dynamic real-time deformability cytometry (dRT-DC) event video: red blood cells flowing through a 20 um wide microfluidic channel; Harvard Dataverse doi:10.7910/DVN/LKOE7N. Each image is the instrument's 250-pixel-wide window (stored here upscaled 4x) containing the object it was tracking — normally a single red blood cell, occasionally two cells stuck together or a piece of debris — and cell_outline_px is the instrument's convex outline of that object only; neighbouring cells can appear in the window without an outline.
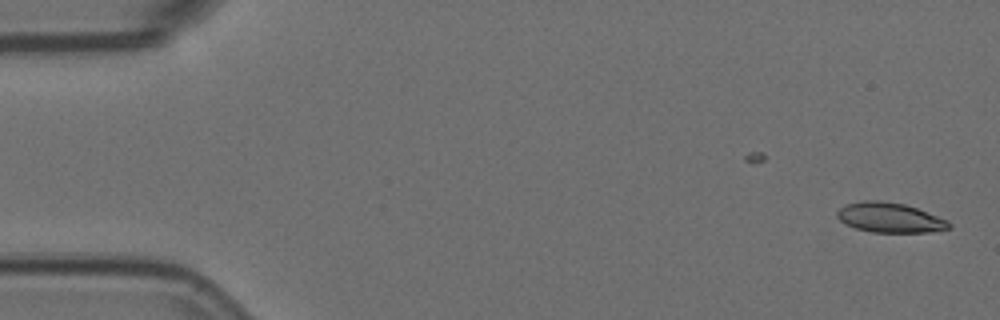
{"species": "Egyptian fruit bat (a non-hibernating species)", "species_latin": "Rousettus aegyptiacus", "temperature_condition": "room temperature", "stored_images_in_passage": 2, "camera_frame_rate_fps": 3000, "um_per_image_px": 0.085, "animal": {"sex": "female"}, "frame": {"image": 1, "passage_image": 2, "time_ms": 0.333, "image_size_px": [1000, 320], "cell_outline_px": [[952, 228], [928, 232], [872, 232], [856, 228], [840, 220], [836, 216], [836, 212], [844, 204], [860, 200], [880, 200], [904, 204], [916, 208], [948, 220], [952, 224]], "centroid_in_image_um": [75.63, 18.48], "position_along_channel_um": 9.4, "area_um2": 19.48}}